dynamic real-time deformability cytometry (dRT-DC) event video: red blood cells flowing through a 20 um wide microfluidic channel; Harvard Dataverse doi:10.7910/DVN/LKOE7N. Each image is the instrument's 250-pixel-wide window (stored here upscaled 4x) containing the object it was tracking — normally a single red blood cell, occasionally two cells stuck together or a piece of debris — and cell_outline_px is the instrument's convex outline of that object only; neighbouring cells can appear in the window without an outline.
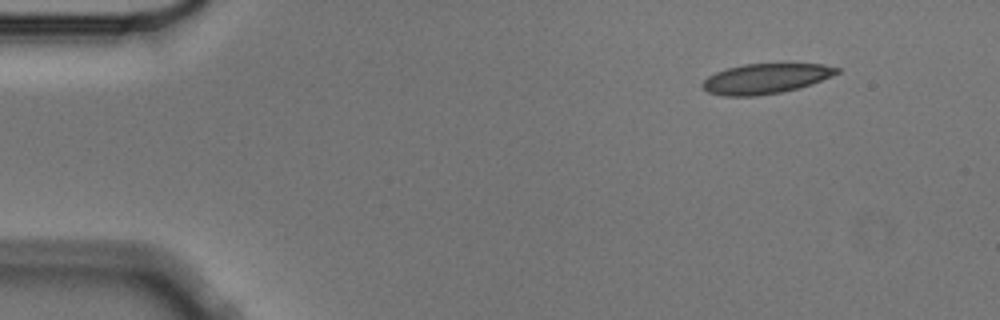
{"species": "Egyptian fruit bat (a non-hibernating species)", "species_latin": "Rousettus aegyptiacus", "temperature_condition": "cold", "stored_images_in_passage": 6, "segment_of_instrument_passage": [2, 2], "camera_frame_rate_fps": 3000, "um_per_image_px": 0.085, "animal": {"sex": "male"}, "frame": {"image": 1, "passage_image": 6, "time_ms": 1.667, "image_size_px": [1000, 320], "cell_outline_px": [[840, 72], [832, 76], [812, 84], [800, 88], [780, 92], [756, 96], [724, 96], [708, 92], [700, 84], [708, 76], [716, 72], [728, 68], [744, 64], [824, 64], [840, 68]], "centroid_in_image_um": [65.09, 6.68], "position_along_channel_um": 19.9, "area_um2": 23.52}}